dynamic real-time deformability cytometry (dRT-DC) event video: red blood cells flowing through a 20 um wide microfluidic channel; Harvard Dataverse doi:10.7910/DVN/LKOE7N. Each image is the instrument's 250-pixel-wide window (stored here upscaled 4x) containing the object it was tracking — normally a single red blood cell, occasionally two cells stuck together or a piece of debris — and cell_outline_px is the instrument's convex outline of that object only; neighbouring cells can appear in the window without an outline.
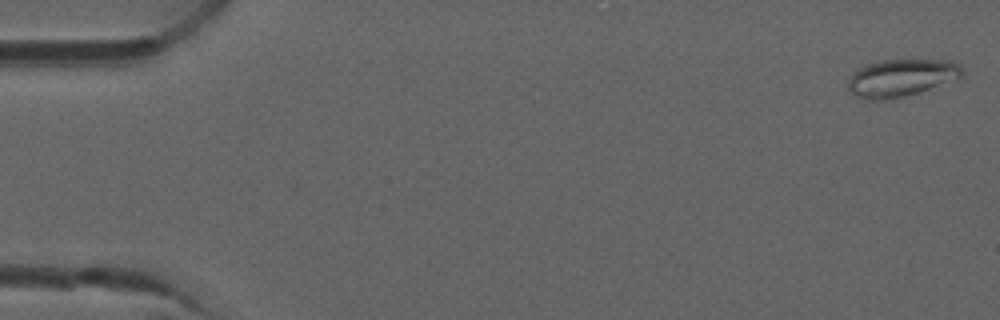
{"species": "common noctule bat (a hibernating species)", "species_latin": "Nyctalus noctula", "temperature_condition": "room temperature", "stored_images_in_passage": 5, "camera_frame_rate_fps": 3000, "um_per_image_px": 0.085, "animal": {"sex": "male", "forearm_length_mm": 52.5}, "frame": {"image": 1, "passage_image": 1, "time_ms": 0.0, "image_size_px": [1000, 320], "cell_outline_px": [[964, 76], [904, 96], [884, 100], [868, 100], [856, 96], [848, 88], [848, 80], [860, 68], [868, 64], [880, 60], [952, 60], [960, 64], [964, 72]], "centroid_in_image_um": [76.62, 6.6], "position_along_channel_um": 8.4, "area_um2": 24.45}}